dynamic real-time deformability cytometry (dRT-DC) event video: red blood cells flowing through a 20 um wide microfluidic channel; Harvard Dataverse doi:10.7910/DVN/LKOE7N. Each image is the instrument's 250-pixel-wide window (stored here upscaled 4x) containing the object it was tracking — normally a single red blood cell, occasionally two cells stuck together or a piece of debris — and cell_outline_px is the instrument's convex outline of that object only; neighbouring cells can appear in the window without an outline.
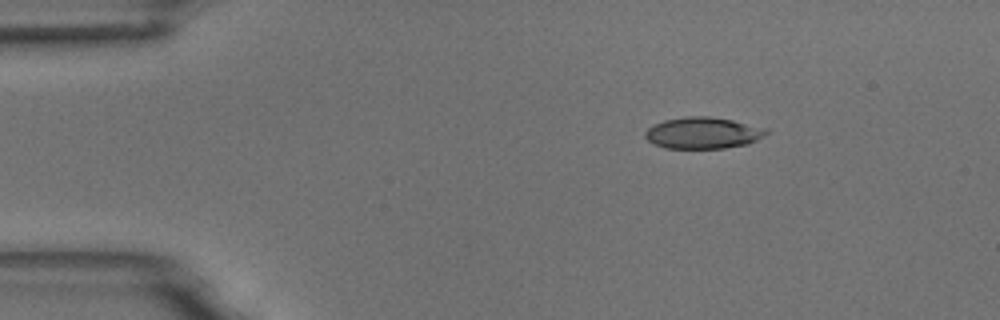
{"species": "common noctule bat (a hibernating species)", "species_latin": "Nyctalus noctula", "temperature_condition": "room temperature", "stored_images_in_passage": 3, "camera_frame_rate_fps": 3000, "um_per_image_px": 0.085, "animal": {"sex": "male", "body_mass_g": 18.8}, "frame": {"image": 1, "passage_image": 1, "time_ms": 0.0, "image_size_px": [1000, 320], "cell_outline_px": [[768, 132], [764, 136], [748, 144], [724, 148], [664, 148], [652, 144], [644, 136], [644, 132], [648, 128], [664, 120], [684, 116], [712, 116], [732, 120], [768, 128]], "centroid_in_image_um": [59.75, 11.29], "position_along_channel_um": 25.3, "area_um2": 22.37}}